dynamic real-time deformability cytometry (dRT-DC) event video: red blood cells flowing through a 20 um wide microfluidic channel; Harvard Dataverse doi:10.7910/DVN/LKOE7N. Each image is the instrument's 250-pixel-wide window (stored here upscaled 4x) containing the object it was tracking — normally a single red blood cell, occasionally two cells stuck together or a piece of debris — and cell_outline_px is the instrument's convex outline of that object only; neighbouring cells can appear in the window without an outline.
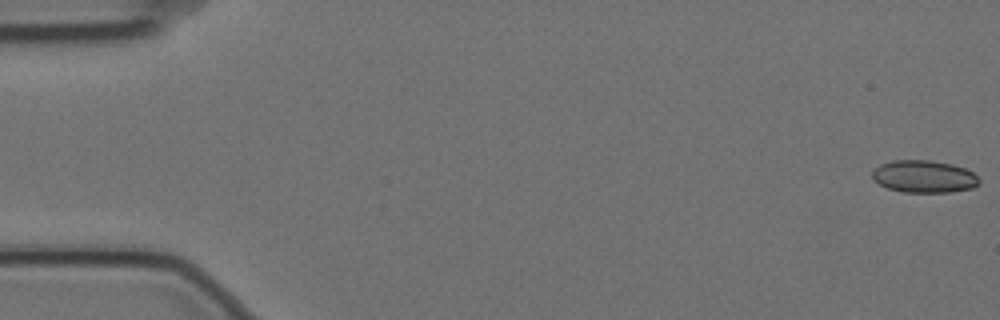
{"species": "Egyptian fruit bat (a non-hibernating species)", "species_latin": "Rousettus aegyptiacus", "temperature_condition": "cold", "stored_images_in_passage": 5, "camera_frame_rate_fps": 3000, "um_per_image_px": 0.085, "animal": {"sex": "female"}, "frame": {"image": 1, "passage_image": 1, "time_ms": 0.0, "image_size_px": [1000, 320], "cell_outline_px": [[980, 184], [972, 188], [948, 192], [904, 192], [888, 188], [872, 180], [872, 172], [880, 164], [892, 160], [928, 160], [952, 164], [964, 168], [972, 172], [980, 180]], "centroid_in_image_um": [78.53, 15.0], "position_along_channel_um": 6.5, "area_um2": 20.11}}
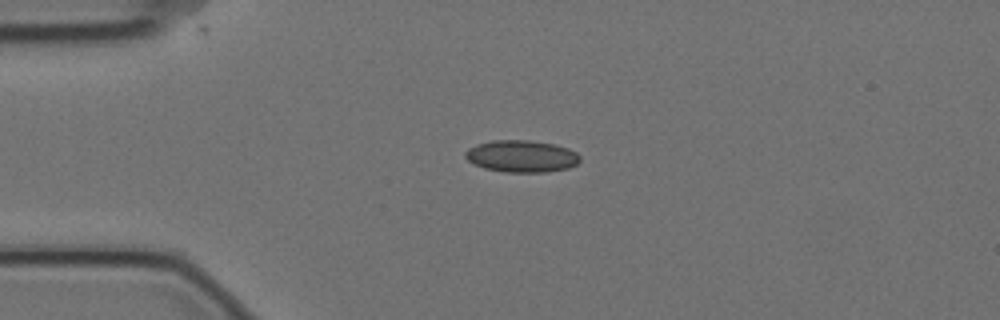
{"frame": {"image": 2, "passage_image": 4, "time_ms": 1.0, "image_size_px": [1000, 320], "cell_outline_px": [[580, 160], [576, 164], [568, 168], [544, 172], [504, 172], [484, 168], [468, 160], [464, 156], [464, 152], [468, 148], [476, 144], [492, 140], [528, 140], [556, 144], [568, 148], [576, 152], [580, 156]], "centroid_in_image_um": [44.33, 13.27], "position_along_channel_um": 40.7, "area_um2": 21.44}}